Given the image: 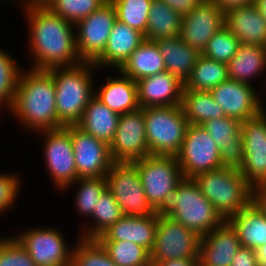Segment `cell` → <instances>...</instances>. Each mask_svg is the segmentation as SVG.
Listing matches in <instances>:
<instances>
[{
	"label": "cell",
	"instance_id": "54",
	"mask_svg": "<svg viewBox=\"0 0 266 266\" xmlns=\"http://www.w3.org/2000/svg\"><path fill=\"white\" fill-rule=\"evenodd\" d=\"M259 266H266V261L261 263V264H259Z\"/></svg>",
	"mask_w": 266,
	"mask_h": 266
},
{
	"label": "cell",
	"instance_id": "3",
	"mask_svg": "<svg viewBox=\"0 0 266 266\" xmlns=\"http://www.w3.org/2000/svg\"><path fill=\"white\" fill-rule=\"evenodd\" d=\"M158 216H169L200 237L220 226L225 219L201 193L194 178H184L154 209Z\"/></svg>",
	"mask_w": 266,
	"mask_h": 266
},
{
	"label": "cell",
	"instance_id": "15",
	"mask_svg": "<svg viewBox=\"0 0 266 266\" xmlns=\"http://www.w3.org/2000/svg\"><path fill=\"white\" fill-rule=\"evenodd\" d=\"M145 128L143 108L119 116L114 139L109 145L114 162H133L150 156Z\"/></svg>",
	"mask_w": 266,
	"mask_h": 266
},
{
	"label": "cell",
	"instance_id": "51",
	"mask_svg": "<svg viewBox=\"0 0 266 266\" xmlns=\"http://www.w3.org/2000/svg\"><path fill=\"white\" fill-rule=\"evenodd\" d=\"M254 5L257 7L260 14L266 19V0H254Z\"/></svg>",
	"mask_w": 266,
	"mask_h": 266
},
{
	"label": "cell",
	"instance_id": "32",
	"mask_svg": "<svg viewBox=\"0 0 266 266\" xmlns=\"http://www.w3.org/2000/svg\"><path fill=\"white\" fill-rule=\"evenodd\" d=\"M181 106L187 121L193 125L225 116L210 91L183 90Z\"/></svg>",
	"mask_w": 266,
	"mask_h": 266
},
{
	"label": "cell",
	"instance_id": "16",
	"mask_svg": "<svg viewBox=\"0 0 266 266\" xmlns=\"http://www.w3.org/2000/svg\"><path fill=\"white\" fill-rule=\"evenodd\" d=\"M70 136L78 178H105L114 163L110 146L77 125H70Z\"/></svg>",
	"mask_w": 266,
	"mask_h": 266
},
{
	"label": "cell",
	"instance_id": "33",
	"mask_svg": "<svg viewBox=\"0 0 266 266\" xmlns=\"http://www.w3.org/2000/svg\"><path fill=\"white\" fill-rule=\"evenodd\" d=\"M229 79L227 64L200 55L183 90L211 91Z\"/></svg>",
	"mask_w": 266,
	"mask_h": 266
},
{
	"label": "cell",
	"instance_id": "13",
	"mask_svg": "<svg viewBox=\"0 0 266 266\" xmlns=\"http://www.w3.org/2000/svg\"><path fill=\"white\" fill-rule=\"evenodd\" d=\"M116 20L115 7L108 0L75 24L76 47L83 62L93 63L103 53Z\"/></svg>",
	"mask_w": 266,
	"mask_h": 266
},
{
	"label": "cell",
	"instance_id": "14",
	"mask_svg": "<svg viewBox=\"0 0 266 266\" xmlns=\"http://www.w3.org/2000/svg\"><path fill=\"white\" fill-rule=\"evenodd\" d=\"M244 162L239 171L253 188L266 182V116L241 121Z\"/></svg>",
	"mask_w": 266,
	"mask_h": 266
},
{
	"label": "cell",
	"instance_id": "26",
	"mask_svg": "<svg viewBox=\"0 0 266 266\" xmlns=\"http://www.w3.org/2000/svg\"><path fill=\"white\" fill-rule=\"evenodd\" d=\"M168 71L185 83L201 53L185 43L180 36L156 41Z\"/></svg>",
	"mask_w": 266,
	"mask_h": 266
},
{
	"label": "cell",
	"instance_id": "24",
	"mask_svg": "<svg viewBox=\"0 0 266 266\" xmlns=\"http://www.w3.org/2000/svg\"><path fill=\"white\" fill-rule=\"evenodd\" d=\"M224 25L240 44L266 47V19L254 4L225 12Z\"/></svg>",
	"mask_w": 266,
	"mask_h": 266
},
{
	"label": "cell",
	"instance_id": "21",
	"mask_svg": "<svg viewBox=\"0 0 266 266\" xmlns=\"http://www.w3.org/2000/svg\"><path fill=\"white\" fill-rule=\"evenodd\" d=\"M136 83L140 108L181 105L184 83L168 71L142 78Z\"/></svg>",
	"mask_w": 266,
	"mask_h": 266
},
{
	"label": "cell",
	"instance_id": "39",
	"mask_svg": "<svg viewBox=\"0 0 266 266\" xmlns=\"http://www.w3.org/2000/svg\"><path fill=\"white\" fill-rule=\"evenodd\" d=\"M15 57L0 47V109L9 110L15 98L18 78L22 71ZM2 106V107H1Z\"/></svg>",
	"mask_w": 266,
	"mask_h": 266
},
{
	"label": "cell",
	"instance_id": "53",
	"mask_svg": "<svg viewBox=\"0 0 266 266\" xmlns=\"http://www.w3.org/2000/svg\"><path fill=\"white\" fill-rule=\"evenodd\" d=\"M262 113L266 116V107H265V103H264V105H262Z\"/></svg>",
	"mask_w": 266,
	"mask_h": 266
},
{
	"label": "cell",
	"instance_id": "9",
	"mask_svg": "<svg viewBox=\"0 0 266 266\" xmlns=\"http://www.w3.org/2000/svg\"><path fill=\"white\" fill-rule=\"evenodd\" d=\"M37 133L44 139L42 151L47 172L55 187L62 192L78 179L70 125Z\"/></svg>",
	"mask_w": 266,
	"mask_h": 266
},
{
	"label": "cell",
	"instance_id": "7",
	"mask_svg": "<svg viewBox=\"0 0 266 266\" xmlns=\"http://www.w3.org/2000/svg\"><path fill=\"white\" fill-rule=\"evenodd\" d=\"M105 178L107 189L120 205L123 215L155 214L147 201L139 171L132 162H114Z\"/></svg>",
	"mask_w": 266,
	"mask_h": 266
},
{
	"label": "cell",
	"instance_id": "10",
	"mask_svg": "<svg viewBox=\"0 0 266 266\" xmlns=\"http://www.w3.org/2000/svg\"><path fill=\"white\" fill-rule=\"evenodd\" d=\"M132 163L139 171L147 201L153 209L184 179L176 156L150 155Z\"/></svg>",
	"mask_w": 266,
	"mask_h": 266
},
{
	"label": "cell",
	"instance_id": "2",
	"mask_svg": "<svg viewBox=\"0 0 266 266\" xmlns=\"http://www.w3.org/2000/svg\"><path fill=\"white\" fill-rule=\"evenodd\" d=\"M10 112L21 126L36 134L64 127L57 117L54 79L47 70L22 69Z\"/></svg>",
	"mask_w": 266,
	"mask_h": 266
},
{
	"label": "cell",
	"instance_id": "27",
	"mask_svg": "<svg viewBox=\"0 0 266 266\" xmlns=\"http://www.w3.org/2000/svg\"><path fill=\"white\" fill-rule=\"evenodd\" d=\"M119 116L94 96L85 107L83 115L76 125L110 145L117 130Z\"/></svg>",
	"mask_w": 266,
	"mask_h": 266
},
{
	"label": "cell",
	"instance_id": "28",
	"mask_svg": "<svg viewBox=\"0 0 266 266\" xmlns=\"http://www.w3.org/2000/svg\"><path fill=\"white\" fill-rule=\"evenodd\" d=\"M243 247L256 250L266 244V216L251 201L228 219Z\"/></svg>",
	"mask_w": 266,
	"mask_h": 266
},
{
	"label": "cell",
	"instance_id": "42",
	"mask_svg": "<svg viewBox=\"0 0 266 266\" xmlns=\"http://www.w3.org/2000/svg\"><path fill=\"white\" fill-rule=\"evenodd\" d=\"M0 266H37L12 236H0Z\"/></svg>",
	"mask_w": 266,
	"mask_h": 266
},
{
	"label": "cell",
	"instance_id": "30",
	"mask_svg": "<svg viewBox=\"0 0 266 266\" xmlns=\"http://www.w3.org/2000/svg\"><path fill=\"white\" fill-rule=\"evenodd\" d=\"M119 71L135 82L142 78L166 71L164 59L160 54L156 41L145 39L142 44L130 54V57Z\"/></svg>",
	"mask_w": 266,
	"mask_h": 266
},
{
	"label": "cell",
	"instance_id": "47",
	"mask_svg": "<svg viewBox=\"0 0 266 266\" xmlns=\"http://www.w3.org/2000/svg\"><path fill=\"white\" fill-rule=\"evenodd\" d=\"M224 13L233 8L254 4V0H212Z\"/></svg>",
	"mask_w": 266,
	"mask_h": 266
},
{
	"label": "cell",
	"instance_id": "52",
	"mask_svg": "<svg viewBox=\"0 0 266 266\" xmlns=\"http://www.w3.org/2000/svg\"><path fill=\"white\" fill-rule=\"evenodd\" d=\"M0 1H2V0H0ZM4 1H6V0H4ZM7 1L9 2L10 0H7ZM14 1H15V0H13V2H14ZM16 1L19 2L20 0H16ZM21 2H23V3H21ZM20 3H21V4H20V5H21L20 7H22V9H23L22 11H24V10L26 9V0H23V1L21 0Z\"/></svg>",
	"mask_w": 266,
	"mask_h": 266
},
{
	"label": "cell",
	"instance_id": "18",
	"mask_svg": "<svg viewBox=\"0 0 266 266\" xmlns=\"http://www.w3.org/2000/svg\"><path fill=\"white\" fill-rule=\"evenodd\" d=\"M210 92L227 117L245 121L262 112V100L252 85L228 79Z\"/></svg>",
	"mask_w": 266,
	"mask_h": 266
},
{
	"label": "cell",
	"instance_id": "41",
	"mask_svg": "<svg viewBox=\"0 0 266 266\" xmlns=\"http://www.w3.org/2000/svg\"><path fill=\"white\" fill-rule=\"evenodd\" d=\"M108 0H53L48 8L64 20L76 24L99 9Z\"/></svg>",
	"mask_w": 266,
	"mask_h": 266
},
{
	"label": "cell",
	"instance_id": "43",
	"mask_svg": "<svg viewBox=\"0 0 266 266\" xmlns=\"http://www.w3.org/2000/svg\"><path fill=\"white\" fill-rule=\"evenodd\" d=\"M21 182L16 173H0V214L13 208L19 197Z\"/></svg>",
	"mask_w": 266,
	"mask_h": 266
},
{
	"label": "cell",
	"instance_id": "38",
	"mask_svg": "<svg viewBox=\"0 0 266 266\" xmlns=\"http://www.w3.org/2000/svg\"><path fill=\"white\" fill-rule=\"evenodd\" d=\"M117 20L145 35L152 0H110Z\"/></svg>",
	"mask_w": 266,
	"mask_h": 266
},
{
	"label": "cell",
	"instance_id": "12",
	"mask_svg": "<svg viewBox=\"0 0 266 266\" xmlns=\"http://www.w3.org/2000/svg\"><path fill=\"white\" fill-rule=\"evenodd\" d=\"M176 158L184 178H195L198 174L223 167L220 152L202 125H188Z\"/></svg>",
	"mask_w": 266,
	"mask_h": 266
},
{
	"label": "cell",
	"instance_id": "19",
	"mask_svg": "<svg viewBox=\"0 0 266 266\" xmlns=\"http://www.w3.org/2000/svg\"><path fill=\"white\" fill-rule=\"evenodd\" d=\"M202 126L214 140L223 166L240 169L244 162L241 121L224 116L206 121Z\"/></svg>",
	"mask_w": 266,
	"mask_h": 266
},
{
	"label": "cell",
	"instance_id": "20",
	"mask_svg": "<svg viewBox=\"0 0 266 266\" xmlns=\"http://www.w3.org/2000/svg\"><path fill=\"white\" fill-rule=\"evenodd\" d=\"M241 244L237 231L228 220L201 237L199 266H231Z\"/></svg>",
	"mask_w": 266,
	"mask_h": 266
},
{
	"label": "cell",
	"instance_id": "6",
	"mask_svg": "<svg viewBox=\"0 0 266 266\" xmlns=\"http://www.w3.org/2000/svg\"><path fill=\"white\" fill-rule=\"evenodd\" d=\"M150 155L176 156L189 125L181 105L143 108Z\"/></svg>",
	"mask_w": 266,
	"mask_h": 266
},
{
	"label": "cell",
	"instance_id": "23",
	"mask_svg": "<svg viewBox=\"0 0 266 266\" xmlns=\"http://www.w3.org/2000/svg\"><path fill=\"white\" fill-rule=\"evenodd\" d=\"M145 40L144 34L116 20L103 53L93 62L97 68L111 67L119 70Z\"/></svg>",
	"mask_w": 266,
	"mask_h": 266
},
{
	"label": "cell",
	"instance_id": "34",
	"mask_svg": "<svg viewBox=\"0 0 266 266\" xmlns=\"http://www.w3.org/2000/svg\"><path fill=\"white\" fill-rule=\"evenodd\" d=\"M123 216L120 205L114 198L113 194L106 189L97 201L96 210L92 213V224H89L88 226L83 223V225H81L83 230L81 228L79 237L96 239L103 231L115 224ZM84 225L87 227L84 228Z\"/></svg>",
	"mask_w": 266,
	"mask_h": 266
},
{
	"label": "cell",
	"instance_id": "48",
	"mask_svg": "<svg viewBox=\"0 0 266 266\" xmlns=\"http://www.w3.org/2000/svg\"><path fill=\"white\" fill-rule=\"evenodd\" d=\"M151 266H199V258H177L158 262Z\"/></svg>",
	"mask_w": 266,
	"mask_h": 266
},
{
	"label": "cell",
	"instance_id": "31",
	"mask_svg": "<svg viewBox=\"0 0 266 266\" xmlns=\"http://www.w3.org/2000/svg\"><path fill=\"white\" fill-rule=\"evenodd\" d=\"M182 16L161 0H152L145 39L157 41L179 37Z\"/></svg>",
	"mask_w": 266,
	"mask_h": 266
},
{
	"label": "cell",
	"instance_id": "45",
	"mask_svg": "<svg viewBox=\"0 0 266 266\" xmlns=\"http://www.w3.org/2000/svg\"><path fill=\"white\" fill-rule=\"evenodd\" d=\"M181 16L189 14L202 0H161Z\"/></svg>",
	"mask_w": 266,
	"mask_h": 266
},
{
	"label": "cell",
	"instance_id": "29",
	"mask_svg": "<svg viewBox=\"0 0 266 266\" xmlns=\"http://www.w3.org/2000/svg\"><path fill=\"white\" fill-rule=\"evenodd\" d=\"M266 69V47L240 44L235 56L227 64L229 79L253 85L250 81Z\"/></svg>",
	"mask_w": 266,
	"mask_h": 266
},
{
	"label": "cell",
	"instance_id": "49",
	"mask_svg": "<svg viewBox=\"0 0 266 266\" xmlns=\"http://www.w3.org/2000/svg\"><path fill=\"white\" fill-rule=\"evenodd\" d=\"M53 0H26V9L34 7H48Z\"/></svg>",
	"mask_w": 266,
	"mask_h": 266
},
{
	"label": "cell",
	"instance_id": "1",
	"mask_svg": "<svg viewBox=\"0 0 266 266\" xmlns=\"http://www.w3.org/2000/svg\"><path fill=\"white\" fill-rule=\"evenodd\" d=\"M24 13L29 24L28 52L34 61L29 69L50 70L83 63L76 47L75 24L48 7L28 8Z\"/></svg>",
	"mask_w": 266,
	"mask_h": 266
},
{
	"label": "cell",
	"instance_id": "17",
	"mask_svg": "<svg viewBox=\"0 0 266 266\" xmlns=\"http://www.w3.org/2000/svg\"><path fill=\"white\" fill-rule=\"evenodd\" d=\"M224 22L225 13L212 0H202L182 16L180 38L202 53L213 35L225 26Z\"/></svg>",
	"mask_w": 266,
	"mask_h": 266
},
{
	"label": "cell",
	"instance_id": "8",
	"mask_svg": "<svg viewBox=\"0 0 266 266\" xmlns=\"http://www.w3.org/2000/svg\"><path fill=\"white\" fill-rule=\"evenodd\" d=\"M201 237L169 216H158L150 251L151 265L166 260L198 258Z\"/></svg>",
	"mask_w": 266,
	"mask_h": 266
},
{
	"label": "cell",
	"instance_id": "25",
	"mask_svg": "<svg viewBox=\"0 0 266 266\" xmlns=\"http://www.w3.org/2000/svg\"><path fill=\"white\" fill-rule=\"evenodd\" d=\"M119 77L107 75L106 82L95 89V97L109 109L122 115L140 108L138 103L137 83L119 70Z\"/></svg>",
	"mask_w": 266,
	"mask_h": 266
},
{
	"label": "cell",
	"instance_id": "5",
	"mask_svg": "<svg viewBox=\"0 0 266 266\" xmlns=\"http://www.w3.org/2000/svg\"><path fill=\"white\" fill-rule=\"evenodd\" d=\"M194 180L198 183L201 193L225 220L240 212L252 201V187L237 168L223 166L198 174Z\"/></svg>",
	"mask_w": 266,
	"mask_h": 266
},
{
	"label": "cell",
	"instance_id": "35",
	"mask_svg": "<svg viewBox=\"0 0 266 266\" xmlns=\"http://www.w3.org/2000/svg\"><path fill=\"white\" fill-rule=\"evenodd\" d=\"M79 184V189L76 192L74 199V208L80 216L91 217L96 204L102 193L107 189L106 178L90 177L78 178L63 191L69 190L70 187Z\"/></svg>",
	"mask_w": 266,
	"mask_h": 266
},
{
	"label": "cell",
	"instance_id": "50",
	"mask_svg": "<svg viewBox=\"0 0 266 266\" xmlns=\"http://www.w3.org/2000/svg\"><path fill=\"white\" fill-rule=\"evenodd\" d=\"M258 264H261L266 261V244L260 246L255 250Z\"/></svg>",
	"mask_w": 266,
	"mask_h": 266
},
{
	"label": "cell",
	"instance_id": "22",
	"mask_svg": "<svg viewBox=\"0 0 266 266\" xmlns=\"http://www.w3.org/2000/svg\"><path fill=\"white\" fill-rule=\"evenodd\" d=\"M158 215H124L96 239L98 241H129L151 251L157 229Z\"/></svg>",
	"mask_w": 266,
	"mask_h": 266
},
{
	"label": "cell",
	"instance_id": "37",
	"mask_svg": "<svg viewBox=\"0 0 266 266\" xmlns=\"http://www.w3.org/2000/svg\"><path fill=\"white\" fill-rule=\"evenodd\" d=\"M70 266H117L97 239L78 238Z\"/></svg>",
	"mask_w": 266,
	"mask_h": 266
},
{
	"label": "cell",
	"instance_id": "4",
	"mask_svg": "<svg viewBox=\"0 0 266 266\" xmlns=\"http://www.w3.org/2000/svg\"><path fill=\"white\" fill-rule=\"evenodd\" d=\"M96 69L92 62H83L73 67L47 70L54 79L56 112L63 126L76 125L85 107L95 96L93 74Z\"/></svg>",
	"mask_w": 266,
	"mask_h": 266
},
{
	"label": "cell",
	"instance_id": "46",
	"mask_svg": "<svg viewBox=\"0 0 266 266\" xmlns=\"http://www.w3.org/2000/svg\"><path fill=\"white\" fill-rule=\"evenodd\" d=\"M252 202L266 216V182L252 188Z\"/></svg>",
	"mask_w": 266,
	"mask_h": 266
},
{
	"label": "cell",
	"instance_id": "36",
	"mask_svg": "<svg viewBox=\"0 0 266 266\" xmlns=\"http://www.w3.org/2000/svg\"><path fill=\"white\" fill-rule=\"evenodd\" d=\"M117 266H151L150 252L129 241H99Z\"/></svg>",
	"mask_w": 266,
	"mask_h": 266
},
{
	"label": "cell",
	"instance_id": "40",
	"mask_svg": "<svg viewBox=\"0 0 266 266\" xmlns=\"http://www.w3.org/2000/svg\"><path fill=\"white\" fill-rule=\"evenodd\" d=\"M240 42L225 26L208 41L201 53L205 57L228 64L237 53Z\"/></svg>",
	"mask_w": 266,
	"mask_h": 266
},
{
	"label": "cell",
	"instance_id": "44",
	"mask_svg": "<svg viewBox=\"0 0 266 266\" xmlns=\"http://www.w3.org/2000/svg\"><path fill=\"white\" fill-rule=\"evenodd\" d=\"M231 266H259L255 250L241 246L233 257Z\"/></svg>",
	"mask_w": 266,
	"mask_h": 266
},
{
	"label": "cell",
	"instance_id": "11",
	"mask_svg": "<svg viewBox=\"0 0 266 266\" xmlns=\"http://www.w3.org/2000/svg\"><path fill=\"white\" fill-rule=\"evenodd\" d=\"M20 232L13 237L37 266H70L74 246L68 247L59 229L42 226Z\"/></svg>",
	"mask_w": 266,
	"mask_h": 266
}]
</instances>
